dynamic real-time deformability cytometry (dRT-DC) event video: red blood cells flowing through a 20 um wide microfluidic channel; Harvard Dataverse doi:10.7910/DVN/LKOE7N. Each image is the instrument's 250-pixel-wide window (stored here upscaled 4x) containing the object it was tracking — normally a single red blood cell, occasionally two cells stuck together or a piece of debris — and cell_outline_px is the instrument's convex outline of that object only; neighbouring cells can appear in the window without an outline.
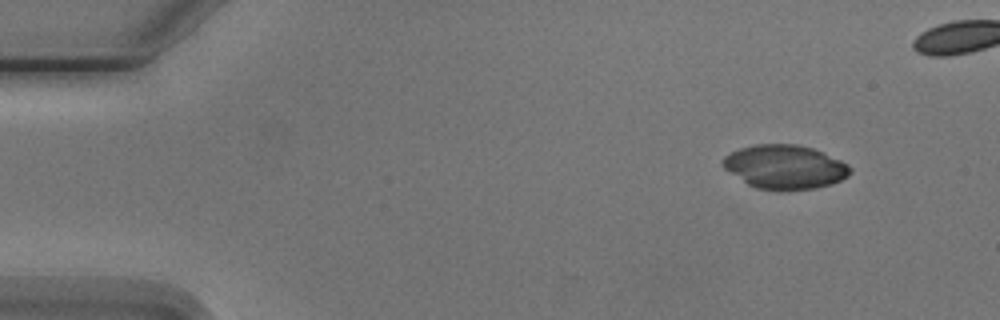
{"species": "Egyptian fruit bat (a non-hibernating species)", "species_latin": "Rousettus aegyptiacus", "temperature_condition": "cold", "stored_images_in_passage": 6, "camera_frame_rate_fps": 3000, "um_per_image_px": 0.085, "animal": {"sex": "male"}, "frame": {"image": 1, "passage_image": 1, "time_ms": 0.0, "image_size_px": [1000, 320], "cell_outline_px": [[852, 172], [848, 176], [832, 184], [816, 188], [756, 188], [748, 184], [724, 168], [720, 164], [724, 156], [740, 148], [756, 144], [796, 144], [812, 148], [840, 160], [848, 164], [852, 168]], "centroid_in_image_um": [66.72, 14.16], "position_along_channel_um": 18.3, "area_um2": 32.02}}
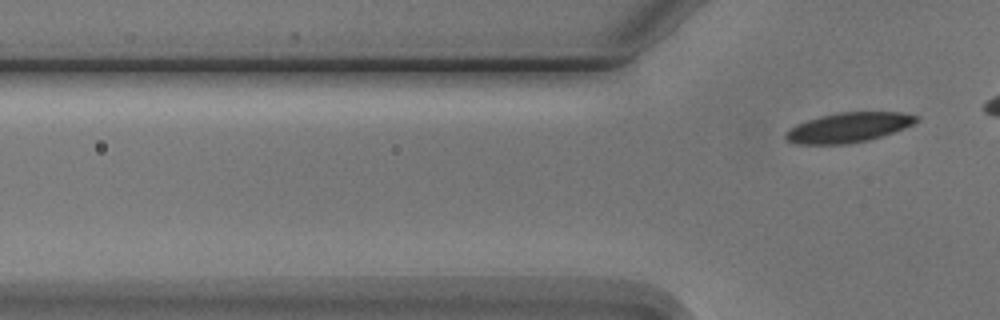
{"frame": {"image": 2, "passage_image": 6, "time_ms": 6.0, "image_size_px": [1000, 320], "cell_outline_px": [[916, 120], [912, 124], [904, 128], [868, 140], [848, 144], [796, 144], [784, 140], [784, 132], [788, 128], [796, 124], [820, 116], [836, 112], [900, 112], [916, 116]], "centroid_in_image_um": [72.01, 10.84], "position_along_channel_um": 53.8, "area_um2": 22.6}}